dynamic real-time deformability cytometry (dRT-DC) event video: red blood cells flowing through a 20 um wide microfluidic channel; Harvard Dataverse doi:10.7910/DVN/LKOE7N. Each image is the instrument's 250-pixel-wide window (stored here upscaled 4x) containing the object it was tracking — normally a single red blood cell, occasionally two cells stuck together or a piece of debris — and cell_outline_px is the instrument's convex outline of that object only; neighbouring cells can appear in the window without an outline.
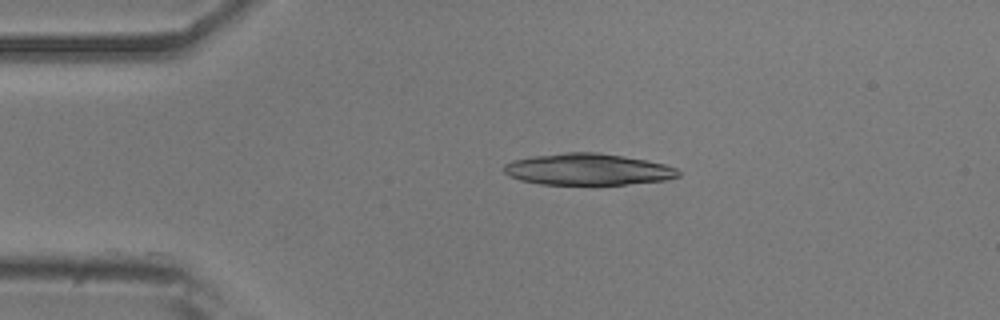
{"species": "common noctule bat (a hibernating species)", "species_latin": "Nyctalus noctula", "temperature_condition": "room temperature", "stored_images_in_passage": 43, "camera_frame_rate_fps": 3000, "um_per_image_px": 0.085, "animal": {"sex": "male", "body_mass_g": 20.5, "forearm_length_mm": 52.5}, "frame": {"image": 1, "passage_image": 1, "time_ms": 0.0, "image_size_px": [1000, 320], "cell_outline_px": [[680, 176], [664, 180], [624, 184], [540, 184], [520, 180], [508, 176], [504, 172], [504, 164], [512, 160], [532, 156], [568, 152], [596, 152], [624, 156], [664, 164], [676, 168], [680, 172]], "centroid_in_image_um": [49.93, 14.39], "position_along_channel_um": 35.1, "area_um2": 31.91}}